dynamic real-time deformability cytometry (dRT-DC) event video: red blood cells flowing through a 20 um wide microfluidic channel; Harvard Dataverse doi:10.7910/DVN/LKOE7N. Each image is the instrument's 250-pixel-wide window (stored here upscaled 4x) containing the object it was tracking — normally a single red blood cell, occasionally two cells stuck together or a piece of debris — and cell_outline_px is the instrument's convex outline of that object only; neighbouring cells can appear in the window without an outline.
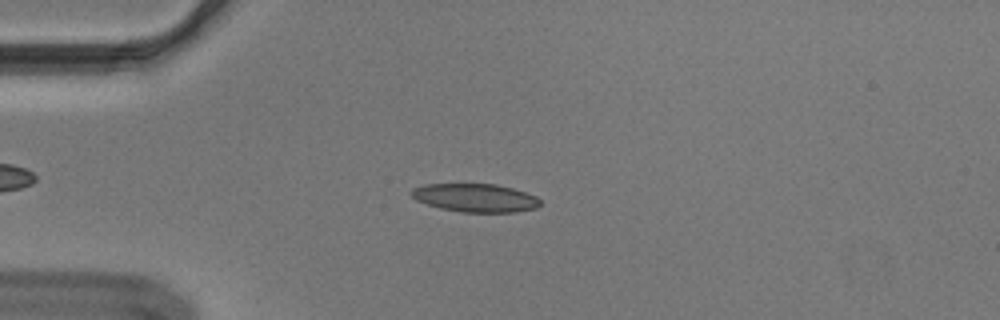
{"species": "Egyptian fruit bat (a non-hibernating species)", "species_latin": "Rousettus aegyptiacus", "temperature_condition": "cold", "stored_images_in_passage": 55, "segment_of_instrument_passage": [1, 2], "camera_frame_rate_fps": 3000, "um_per_image_px": 0.085, "animal": {"sex": "male"}, "frame": {"image": 1, "passage_image": 14, "time_ms": 4.333, "image_size_px": [1000, 320], "cell_outline_px": [[540, 204], [536, 208], [516, 212], [460, 212], [440, 208], [416, 200], [408, 192], [412, 188], [424, 184], [496, 184], [512, 188], [536, 196], [540, 200]], "centroid_in_image_um": [40.37, 16.81], "position_along_channel_um": 44.6, "area_um2": 21.27}}
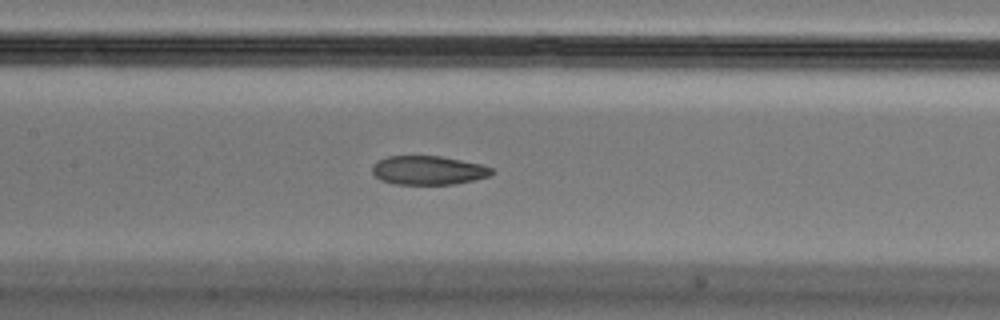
{"frame": {"image": 2, "passage_image": 26, "time_ms": 8.333, "image_size_px": [1000, 320], "cell_outline_px": [[496, 172], [488, 176], [476, 180], [456, 184], [396, 184], [380, 180], [372, 172], [372, 164], [388, 156], [440, 156], [480, 164], [492, 168]], "centroid_in_image_um": [36.42, 14.48], "position_along_channel_um": 171.0, "area_um2": 20.11}}
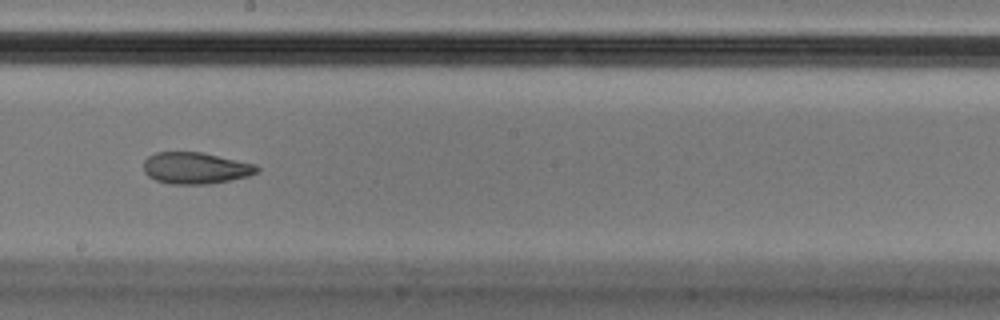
{"frame": {"image": 3, "passage_image": 31, "time_ms": 10.0, "image_size_px": [1000, 320], "cell_outline_px": [[260, 172], [248, 176], [208, 184], [172, 184], [156, 180], [148, 176], [144, 172], [144, 160], [148, 156], [156, 152], [200, 152], [256, 164], [260, 168]], "centroid_in_image_um": [16.63, 14.28], "position_along_channel_um": 231.6, "area_um2": 20.81}}